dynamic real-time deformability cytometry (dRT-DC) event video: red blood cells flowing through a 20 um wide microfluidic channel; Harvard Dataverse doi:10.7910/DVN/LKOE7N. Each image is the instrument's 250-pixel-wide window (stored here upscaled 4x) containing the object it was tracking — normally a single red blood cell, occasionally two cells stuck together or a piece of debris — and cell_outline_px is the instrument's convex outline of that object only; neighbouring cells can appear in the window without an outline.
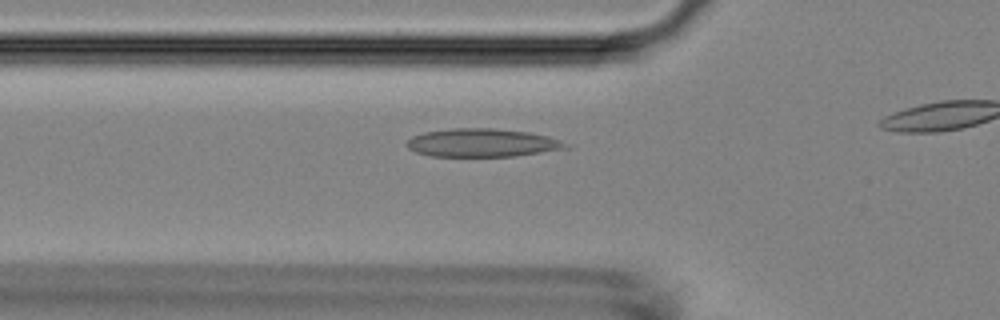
{"species": "Egyptian fruit bat (a non-hibernating species)", "species_latin": "Rousettus aegyptiacus", "temperature_condition": "room temperature", "stored_images_in_passage": 19, "camera_frame_rate_fps": 3000, "um_per_image_px": 0.085, "animal": {"sex": "female"}, "frame": {"image": 1, "passage_image": 14, "time_ms": 4.333, "image_size_px": [1000, 320], "cell_outline_px": [[572, 148], [516, 156], [432, 156], [416, 152], [408, 148], [404, 144], [412, 136], [424, 132], [452, 128], [492, 128], [528, 132], [548, 136], [572, 144]], "centroid_in_image_um": [41.04, 12.14], "position_along_channel_um": 84.8, "area_um2": 26.41}}